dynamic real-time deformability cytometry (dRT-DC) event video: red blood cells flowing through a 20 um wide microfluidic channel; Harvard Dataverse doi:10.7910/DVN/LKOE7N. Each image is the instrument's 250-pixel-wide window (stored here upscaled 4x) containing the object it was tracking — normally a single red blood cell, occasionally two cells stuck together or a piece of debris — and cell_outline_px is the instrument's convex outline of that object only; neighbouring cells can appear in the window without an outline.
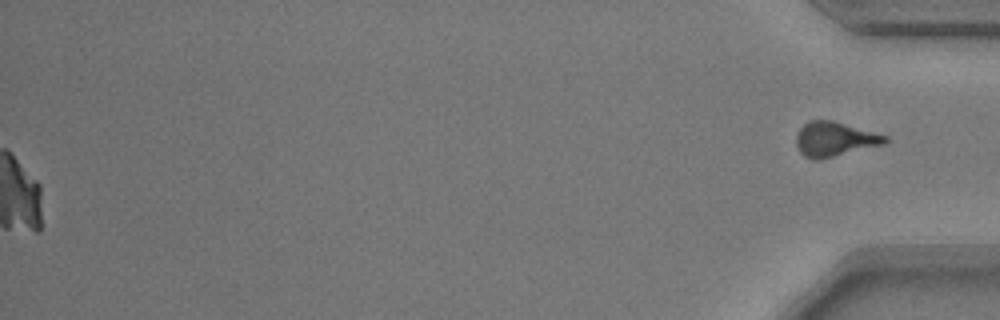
{"species": "common noctule bat (a hibernating species)", "species_latin": "Nyctalus noctula", "temperature_condition": "warm", "stored_images_in_passage": 54, "segment_of_instrument_passage": [2, 2], "camera_frame_rate_fps": 3000, "um_per_image_px": 0.085, "animal": {"sex": "male", "body_mass_g": 17.9}, "frame": {"image": 1, "passage_image": 54, "time_ms": 17.667, "image_size_px": [1000, 320], "cell_outline_px": [[888, 140], [884, 144], [820, 160], [816, 160], [804, 156], [800, 152], [796, 144], [796, 136], [800, 128], [808, 120], [832, 120], [888, 136]], "centroid_in_image_um": [70.93, 11.83], "position_along_channel_um": 364.3, "area_um2": 17.86}}